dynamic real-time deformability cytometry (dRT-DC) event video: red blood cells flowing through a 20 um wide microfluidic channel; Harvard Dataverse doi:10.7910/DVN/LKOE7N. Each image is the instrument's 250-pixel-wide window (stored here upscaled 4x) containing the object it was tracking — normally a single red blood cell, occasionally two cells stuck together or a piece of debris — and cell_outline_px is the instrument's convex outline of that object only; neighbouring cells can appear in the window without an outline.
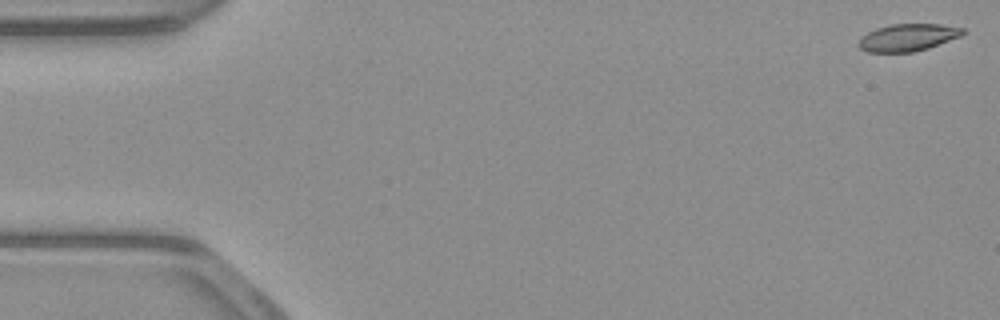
{"species": "common noctule bat (a hibernating species)", "species_latin": "Nyctalus noctula", "temperature_condition": "warm", "stored_images_in_passage": 12, "camera_frame_rate_fps": 3000, "um_per_image_px": 0.085, "animal": {"sex": "male", "body_mass_g": 23.1, "forearm_length_mm": 52.7}, "frame": {"image": 1, "passage_image": 1, "time_ms": 0.0, "image_size_px": [1000, 320], "cell_outline_px": [[964, 32], [960, 36], [928, 48], [912, 52], [868, 52], [860, 48], [856, 44], [860, 36], [876, 28], [892, 24], [940, 24], [964, 28]], "centroid_in_image_um": [77.11, 3.18], "position_along_channel_um": 7.9, "area_um2": 16.53}}